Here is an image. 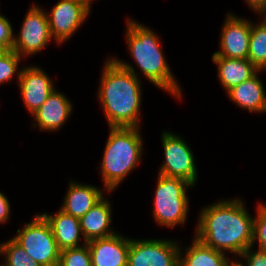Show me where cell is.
Here are the masks:
<instances>
[{
	"label": "cell",
	"instance_id": "cell-28",
	"mask_svg": "<svg viewBox=\"0 0 266 266\" xmlns=\"http://www.w3.org/2000/svg\"><path fill=\"white\" fill-rule=\"evenodd\" d=\"M11 204L8 198L0 191V225L7 224L10 220Z\"/></svg>",
	"mask_w": 266,
	"mask_h": 266
},
{
	"label": "cell",
	"instance_id": "cell-3",
	"mask_svg": "<svg viewBox=\"0 0 266 266\" xmlns=\"http://www.w3.org/2000/svg\"><path fill=\"white\" fill-rule=\"evenodd\" d=\"M125 39L136 67L149 82L164 92L182 100V88L161 50V38L150 27L127 18Z\"/></svg>",
	"mask_w": 266,
	"mask_h": 266
},
{
	"label": "cell",
	"instance_id": "cell-7",
	"mask_svg": "<svg viewBox=\"0 0 266 266\" xmlns=\"http://www.w3.org/2000/svg\"><path fill=\"white\" fill-rule=\"evenodd\" d=\"M164 161L158 174L180 178L193 187L198 181V169L194 153L185 138L168 130L161 133Z\"/></svg>",
	"mask_w": 266,
	"mask_h": 266
},
{
	"label": "cell",
	"instance_id": "cell-2",
	"mask_svg": "<svg viewBox=\"0 0 266 266\" xmlns=\"http://www.w3.org/2000/svg\"><path fill=\"white\" fill-rule=\"evenodd\" d=\"M102 66L96 95L108 127L140 128L143 88L135 65L111 55Z\"/></svg>",
	"mask_w": 266,
	"mask_h": 266
},
{
	"label": "cell",
	"instance_id": "cell-8",
	"mask_svg": "<svg viewBox=\"0 0 266 266\" xmlns=\"http://www.w3.org/2000/svg\"><path fill=\"white\" fill-rule=\"evenodd\" d=\"M29 8L19 33L14 34L12 46V50L23 59L37 55L53 40L45 8L35 3Z\"/></svg>",
	"mask_w": 266,
	"mask_h": 266
},
{
	"label": "cell",
	"instance_id": "cell-13",
	"mask_svg": "<svg viewBox=\"0 0 266 266\" xmlns=\"http://www.w3.org/2000/svg\"><path fill=\"white\" fill-rule=\"evenodd\" d=\"M72 113V101L64 93L54 89L41 107L31 115L33 117L32 125L43 132L60 131Z\"/></svg>",
	"mask_w": 266,
	"mask_h": 266
},
{
	"label": "cell",
	"instance_id": "cell-20",
	"mask_svg": "<svg viewBox=\"0 0 266 266\" xmlns=\"http://www.w3.org/2000/svg\"><path fill=\"white\" fill-rule=\"evenodd\" d=\"M212 61L217 65V78L225 92L250 79L259 71L247 59L212 57Z\"/></svg>",
	"mask_w": 266,
	"mask_h": 266
},
{
	"label": "cell",
	"instance_id": "cell-11",
	"mask_svg": "<svg viewBox=\"0 0 266 266\" xmlns=\"http://www.w3.org/2000/svg\"><path fill=\"white\" fill-rule=\"evenodd\" d=\"M251 20L228 12L221 28L220 50L212 57L247 59L250 45Z\"/></svg>",
	"mask_w": 266,
	"mask_h": 266
},
{
	"label": "cell",
	"instance_id": "cell-18",
	"mask_svg": "<svg viewBox=\"0 0 266 266\" xmlns=\"http://www.w3.org/2000/svg\"><path fill=\"white\" fill-rule=\"evenodd\" d=\"M51 226L54 238L60 251L83 246L85 241L80 226V219L58 210L55 213H41ZM82 240V244L81 243Z\"/></svg>",
	"mask_w": 266,
	"mask_h": 266
},
{
	"label": "cell",
	"instance_id": "cell-26",
	"mask_svg": "<svg viewBox=\"0 0 266 266\" xmlns=\"http://www.w3.org/2000/svg\"><path fill=\"white\" fill-rule=\"evenodd\" d=\"M236 261L241 266H266V251L260 249L255 250L254 246H250L236 259Z\"/></svg>",
	"mask_w": 266,
	"mask_h": 266
},
{
	"label": "cell",
	"instance_id": "cell-9",
	"mask_svg": "<svg viewBox=\"0 0 266 266\" xmlns=\"http://www.w3.org/2000/svg\"><path fill=\"white\" fill-rule=\"evenodd\" d=\"M180 246L174 239L130 238L128 266H179Z\"/></svg>",
	"mask_w": 266,
	"mask_h": 266
},
{
	"label": "cell",
	"instance_id": "cell-12",
	"mask_svg": "<svg viewBox=\"0 0 266 266\" xmlns=\"http://www.w3.org/2000/svg\"><path fill=\"white\" fill-rule=\"evenodd\" d=\"M54 80L37 65L23 66L17 86L22 101L32 115L46 101L55 88Z\"/></svg>",
	"mask_w": 266,
	"mask_h": 266
},
{
	"label": "cell",
	"instance_id": "cell-10",
	"mask_svg": "<svg viewBox=\"0 0 266 266\" xmlns=\"http://www.w3.org/2000/svg\"><path fill=\"white\" fill-rule=\"evenodd\" d=\"M90 11L79 0H59L50 12L46 11L54 42L58 46L67 42L90 17Z\"/></svg>",
	"mask_w": 266,
	"mask_h": 266
},
{
	"label": "cell",
	"instance_id": "cell-1",
	"mask_svg": "<svg viewBox=\"0 0 266 266\" xmlns=\"http://www.w3.org/2000/svg\"><path fill=\"white\" fill-rule=\"evenodd\" d=\"M244 205L236 197L201 208L194 237L215 250L231 253L236 260L253 243L254 215Z\"/></svg>",
	"mask_w": 266,
	"mask_h": 266
},
{
	"label": "cell",
	"instance_id": "cell-23",
	"mask_svg": "<svg viewBox=\"0 0 266 266\" xmlns=\"http://www.w3.org/2000/svg\"><path fill=\"white\" fill-rule=\"evenodd\" d=\"M23 58L20 57L13 50H5L0 55V85H3L5 82H11L12 78L16 75V84L19 80V76L22 70V67L19 68V63ZM19 68V69H18ZM19 70V71H18Z\"/></svg>",
	"mask_w": 266,
	"mask_h": 266
},
{
	"label": "cell",
	"instance_id": "cell-31",
	"mask_svg": "<svg viewBox=\"0 0 266 266\" xmlns=\"http://www.w3.org/2000/svg\"><path fill=\"white\" fill-rule=\"evenodd\" d=\"M232 266H241L237 261H235Z\"/></svg>",
	"mask_w": 266,
	"mask_h": 266
},
{
	"label": "cell",
	"instance_id": "cell-5",
	"mask_svg": "<svg viewBox=\"0 0 266 266\" xmlns=\"http://www.w3.org/2000/svg\"><path fill=\"white\" fill-rule=\"evenodd\" d=\"M155 184L153 220L168 229L184 226L189 212L187 189H193V186L183 179L161 174Z\"/></svg>",
	"mask_w": 266,
	"mask_h": 266
},
{
	"label": "cell",
	"instance_id": "cell-27",
	"mask_svg": "<svg viewBox=\"0 0 266 266\" xmlns=\"http://www.w3.org/2000/svg\"><path fill=\"white\" fill-rule=\"evenodd\" d=\"M14 29L11 21L4 15L0 14V48L12 50L14 43Z\"/></svg>",
	"mask_w": 266,
	"mask_h": 266
},
{
	"label": "cell",
	"instance_id": "cell-6",
	"mask_svg": "<svg viewBox=\"0 0 266 266\" xmlns=\"http://www.w3.org/2000/svg\"><path fill=\"white\" fill-rule=\"evenodd\" d=\"M12 237L41 266H58L60 249L57 246L48 221L37 213L22 229H17Z\"/></svg>",
	"mask_w": 266,
	"mask_h": 266
},
{
	"label": "cell",
	"instance_id": "cell-25",
	"mask_svg": "<svg viewBox=\"0 0 266 266\" xmlns=\"http://www.w3.org/2000/svg\"><path fill=\"white\" fill-rule=\"evenodd\" d=\"M256 206L252 246L258 243V249L266 251V203L259 202Z\"/></svg>",
	"mask_w": 266,
	"mask_h": 266
},
{
	"label": "cell",
	"instance_id": "cell-19",
	"mask_svg": "<svg viewBox=\"0 0 266 266\" xmlns=\"http://www.w3.org/2000/svg\"><path fill=\"white\" fill-rule=\"evenodd\" d=\"M193 238L191 245L185 249L180 246L179 266H232L236 261L233 258L231 260L228 254L204 245L196 237Z\"/></svg>",
	"mask_w": 266,
	"mask_h": 266
},
{
	"label": "cell",
	"instance_id": "cell-30",
	"mask_svg": "<svg viewBox=\"0 0 266 266\" xmlns=\"http://www.w3.org/2000/svg\"><path fill=\"white\" fill-rule=\"evenodd\" d=\"M81 1L83 4H85L90 10H91V6L93 5V0H79Z\"/></svg>",
	"mask_w": 266,
	"mask_h": 266
},
{
	"label": "cell",
	"instance_id": "cell-16",
	"mask_svg": "<svg viewBox=\"0 0 266 266\" xmlns=\"http://www.w3.org/2000/svg\"><path fill=\"white\" fill-rule=\"evenodd\" d=\"M107 193L80 218L81 232L86 242L114 235L111 227L113 214L110 200L105 197Z\"/></svg>",
	"mask_w": 266,
	"mask_h": 266
},
{
	"label": "cell",
	"instance_id": "cell-29",
	"mask_svg": "<svg viewBox=\"0 0 266 266\" xmlns=\"http://www.w3.org/2000/svg\"><path fill=\"white\" fill-rule=\"evenodd\" d=\"M251 11L259 14H266V0H244Z\"/></svg>",
	"mask_w": 266,
	"mask_h": 266
},
{
	"label": "cell",
	"instance_id": "cell-15",
	"mask_svg": "<svg viewBox=\"0 0 266 266\" xmlns=\"http://www.w3.org/2000/svg\"><path fill=\"white\" fill-rule=\"evenodd\" d=\"M68 186L60 210L78 219L84 216L106 193L112 194V192H105L107 191L105 189L101 190L100 187L73 180L69 181Z\"/></svg>",
	"mask_w": 266,
	"mask_h": 266
},
{
	"label": "cell",
	"instance_id": "cell-32",
	"mask_svg": "<svg viewBox=\"0 0 266 266\" xmlns=\"http://www.w3.org/2000/svg\"><path fill=\"white\" fill-rule=\"evenodd\" d=\"M4 51H5L4 49H1V48H0V55H1Z\"/></svg>",
	"mask_w": 266,
	"mask_h": 266
},
{
	"label": "cell",
	"instance_id": "cell-4",
	"mask_svg": "<svg viewBox=\"0 0 266 266\" xmlns=\"http://www.w3.org/2000/svg\"><path fill=\"white\" fill-rule=\"evenodd\" d=\"M139 127H109L99 172L103 189L112 192L140 165L144 155Z\"/></svg>",
	"mask_w": 266,
	"mask_h": 266
},
{
	"label": "cell",
	"instance_id": "cell-24",
	"mask_svg": "<svg viewBox=\"0 0 266 266\" xmlns=\"http://www.w3.org/2000/svg\"><path fill=\"white\" fill-rule=\"evenodd\" d=\"M58 266H92L88 244L60 251Z\"/></svg>",
	"mask_w": 266,
	"mask_h": 266
},
{
	"label": "cell",
	"instance_id": "cell-22",
	"mask_svg": "<svg viewBox=\"0 0 266 266\" xmlns=\"http://www.w3.org/2000/svg\"><path fill=\"white\" fill-rule=\"evenodd\" d=\"M0 255L5 259L0 266H41L13 238L0 242Z\"/></svg>",
	"mask_w": 266,
	"mask_h": 266
},
{
	"label": "cell",
	"instance_id": "cell-21",
	"mask_svg": "<svg viewBox=\"0 0 266 266\" xmlns=\"http://www.w3.org/2000/svg\"><path fill=\"white\" fill-rule=\"evenodd\" d=\"M262 19L251 21L250 45L247 60L258 70L266 71V14H259Z\"/></svg>",
	"mask_w": 266,
	"mask_h": 266
},
{
	"label": "cell",
	"instance_id": "cell-14",
	"mask_svg": "<svg viewBox=\"0 0 266 266\" xmlns=\"http://www.w3.org/2000/svg\"><path fill=\"white\" fill-rule=\"evenodd\" d=\"M92 266H128L130 238L119 232L87 242Z\"/></svg>",
	"mask_w": 266,
	"mask_h": 266
},
{
	"label": "cell",
	"instance_id": "cell-17",
	"mask_svg": "<svg viewBox=\"0 0 266 266\" xmlns=\"http://www.w3.org/2000/svg\"><path fill=\"white\" fill-rule=\"evenodd\" d=\"M259 70L253 77L229 89L226 95L239 108L249 113H266V93Z\"/></svg>",
	"mask_w": 266,
	"mask_h": 266
}]
</instances>
